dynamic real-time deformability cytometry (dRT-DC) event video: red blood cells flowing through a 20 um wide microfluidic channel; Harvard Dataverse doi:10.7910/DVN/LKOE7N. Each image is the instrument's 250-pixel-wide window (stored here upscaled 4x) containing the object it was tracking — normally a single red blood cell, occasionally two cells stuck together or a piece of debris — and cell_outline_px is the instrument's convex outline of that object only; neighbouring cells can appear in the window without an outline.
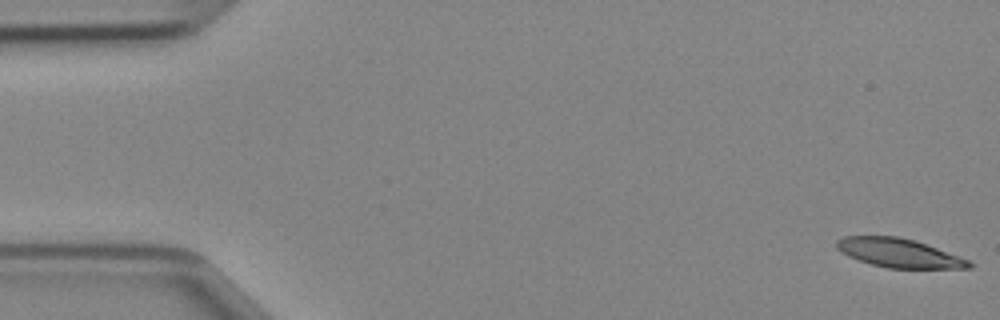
{"species": "Egyptian fruit bat (a non-hibernating species)", "species_latin": "Rousettus aegyptiacus", "temperature_condition": "cold", "stored_images_in_passage": 47, "camera_frame_rate_fps": 3000, "um_per_image_px": 0.085, "animal": {"sex": "female"}, "frame": {"image": 1, "passage_image": 1, "time_ms": 0.0, "image_size_px": [1000, 320], "cell_outline_px": [[972, 268], [888, 268], [872, 264], [848, 256], [836, 248], [836, 240], [844, 236], [896, 236], [912, 240], [936, 248], [968, 260], [972, 264]], "centroid_in_image_um": [76.36, 21.5], "position_along_channel_um": 8.6, "area_um2": 21.79}}
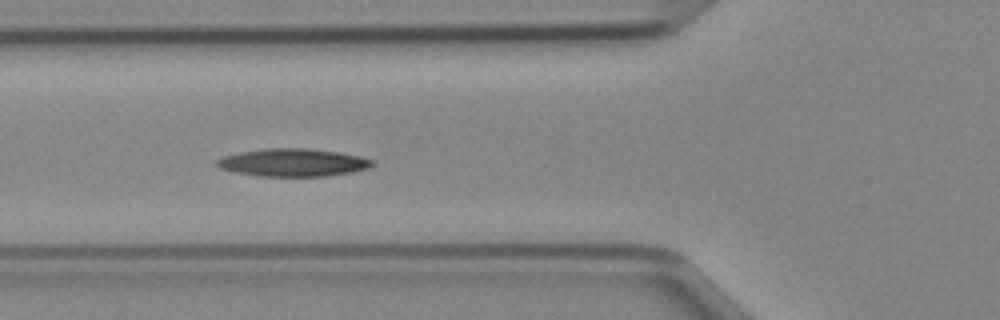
{"frame": {"image": 2, "passage_image": 17, "time_ms": 5.333, "image_size_px": [1000, 320], "cell_outline_px": [[376, 164], [368, 168], [352, 172], [328, 176], [260, 176], [236, 172], [220, 168], [212, 164], [216, 160], [224, 156], [240, 152], [264, 148], [308, 148], [336, 152], [360, 156], [376, 160]], "centroid_in_image_um": [24.92, 13.81], "position_along_channel_um": 100.9, "area_um2": 25.32}}
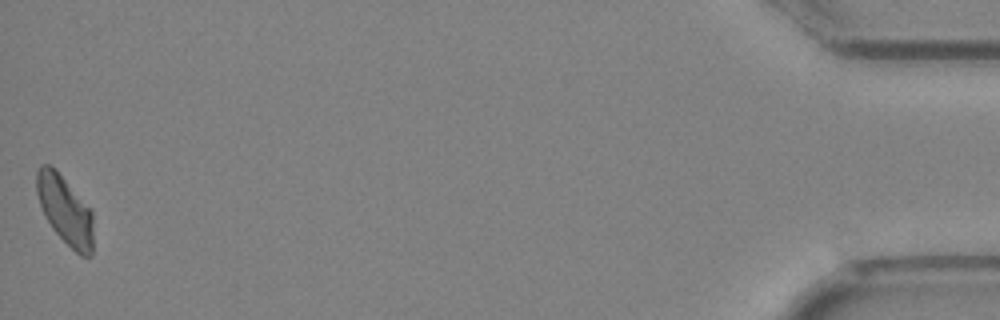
{"frame": {"image": 3, "passage_image": 47, "time_ms": 15.333, "image_size_px": [1000, 320], "cell_outline_px": [[92, 256], [80, 256], [52, 228], [40, 204], [36, 192], [36, 172], [40, 164], [48, 164], [56, 168], [92, 212]], "centroid_in_image_um": [5.51, 17.82], "position_along_channel_um": 429.7, "area_um2": 22.25}}